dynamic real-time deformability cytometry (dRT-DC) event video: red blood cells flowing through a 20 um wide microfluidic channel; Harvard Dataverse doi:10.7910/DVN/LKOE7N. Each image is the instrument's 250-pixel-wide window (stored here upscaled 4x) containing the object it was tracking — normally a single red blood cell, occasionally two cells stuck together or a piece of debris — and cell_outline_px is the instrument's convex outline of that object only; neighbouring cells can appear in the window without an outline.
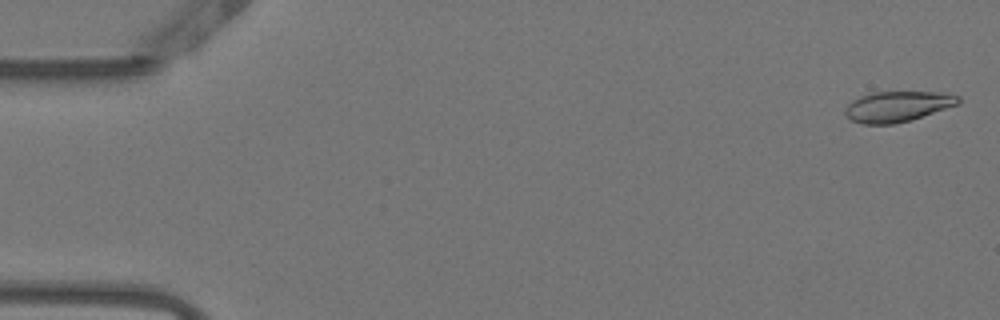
{"species": "Egyptian fruit bat (a non-hibernating species)", "species_latin": "Rousettus aegyptiacus", "temperature_condition": "warm", "stored_images_in_passage": 38, "camera_frame_rate_fps": 3000, "um_per_image_px": 0.085, "animal": {"sex": "female"}, "frame": {"image": 1, "passage_image": 2, "time_ms": 0.333, "image_size_px": [1000, 320], "cell_outline_px": [[960, 104], [912, 120], [892, 124], [864, 124], [852, 120], [844, 116], [844, 108], [852, 100], [860, 96], [872, 92], [944, 92], [960, 96]], "centroid_in_image_um": [76.3, 9.05], "position_along_channel_um": 8.7, "area_um2": 20.4}}
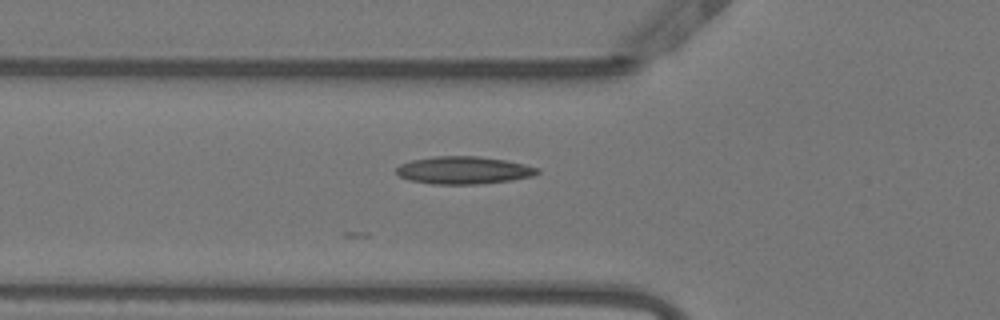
{"frame": {"image": 2, "passage_image": 19, "time_ms": 6.0, "image_size_px": [1000, 320], "cell_outline_px": [[540, 172], [532, 176], [512, 180], [476, 184], [432, 184], [408, 180], [400, 176], [396, 172], [396, 168], [400, 164], [412, 160], [436, 156], [480, 156], [504, 160], [524, 164], [540, 168]], "centroid_in_image_um": [39.41, 14.47], "position_along_channel_um": 86.4, "area_um2": 22.66}}
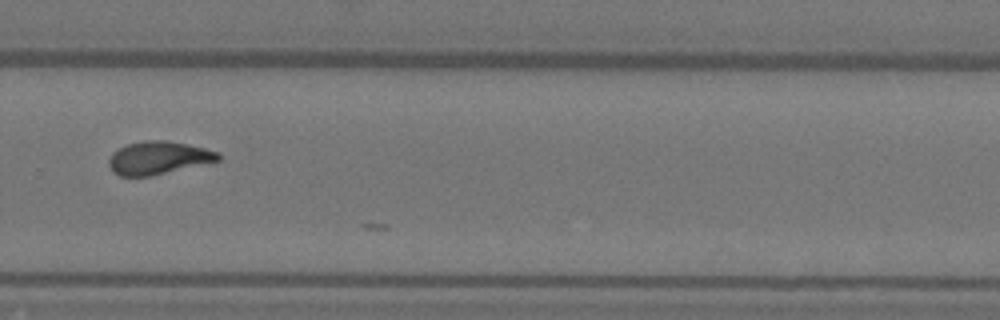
{"frame": {"image": 3, "passage_image": 37, "time_ms": 12.0, "image_size_px": [1000, 320], "cell_outline_px": [[220, 160], [152, 176], [120, 176], [112, 172], [108, 164], [108, 160], [112, 152], [128, 144], [144, 140], [164, 140], [188, 144], [220, 152]], "centroid_in_image_um": [13.44, 13.42], "position_along_channel_um": 316.4, "area_um2": 21.04}}